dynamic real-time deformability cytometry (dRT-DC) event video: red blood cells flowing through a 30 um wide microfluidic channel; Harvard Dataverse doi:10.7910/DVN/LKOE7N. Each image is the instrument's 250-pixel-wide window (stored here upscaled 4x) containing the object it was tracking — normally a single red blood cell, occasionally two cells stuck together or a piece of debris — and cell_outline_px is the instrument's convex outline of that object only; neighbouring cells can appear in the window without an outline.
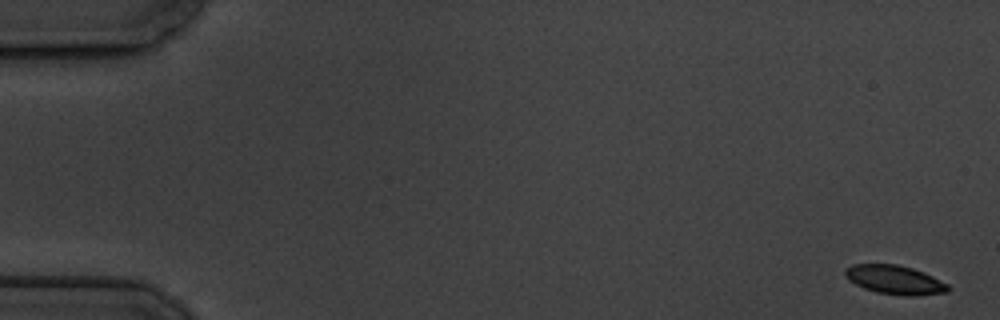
{"species": "common noctule bat (a hibernating species)", "species_latin": "Nyctalus noctula", "temperature_condition": "cold", "stored_images_in_passage": 9, "camera_frame_rate_fps": 3000, "um_per_image_px": 0.085, "animal": {"sex": "male", "body_mass_g": 19.5, "forearm_length_mm": 54.6}, "frame": {"image": 1, "passage_image": 1, "time_ms": 0.0, "image_size_px": [1000, 320], "cell_outline_px": [[952, 288], [948, 292], [916, 296], [904, 296], [876, 292], [864, 288], [848, 280], [844, 276], [844, 268], [852, 264], [896, 264], [912, 268], [932, 276], [948, 284]], "centroid_in_image_um": [76.05, 23.79], "position_along_channel_um": 9.0, "area_um2": 17.51}}
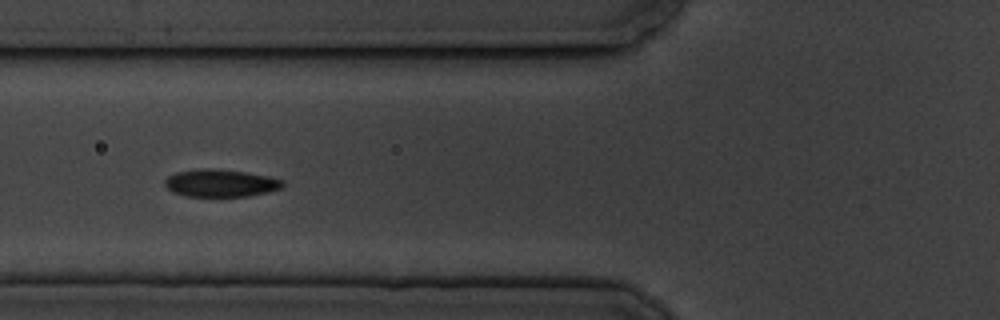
{"frame": {"image": 2, "passage_image": 7, "time_ms": 7.0, "image_size_px": [1000, 320], "cell_outline_px": [[284, 188], [268, 192], [248, 196], [184, 196], [172, 192], [164, 184], [164, 180], [168, 176], [176, 172], [200, 168], [216, 168], [272, 176], [284, 180]], "centroid_in_image_um": [18.78, 15.55], "position_along_channel_um": 107.0, "area_um2": 19.19}}
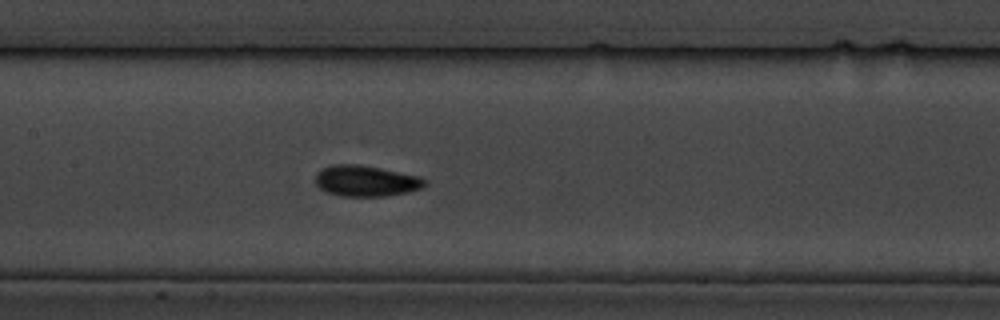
{"frame": {"image": 3, "passage_image": 9, "time_ms": 9.0, "image_size_px": [1000, 320], "cell_outline_px": [[428, 180], [424, 188], [408, 192], [384, 196], [340, 196], [324, 192], [316, 184], [316, 172], [332, 164], [360, 164], [420, 176]], "centroid_in_image_um": [31.12, 15.38], "position_along_channel_um": 176.3, "area_um2": 19.94}}